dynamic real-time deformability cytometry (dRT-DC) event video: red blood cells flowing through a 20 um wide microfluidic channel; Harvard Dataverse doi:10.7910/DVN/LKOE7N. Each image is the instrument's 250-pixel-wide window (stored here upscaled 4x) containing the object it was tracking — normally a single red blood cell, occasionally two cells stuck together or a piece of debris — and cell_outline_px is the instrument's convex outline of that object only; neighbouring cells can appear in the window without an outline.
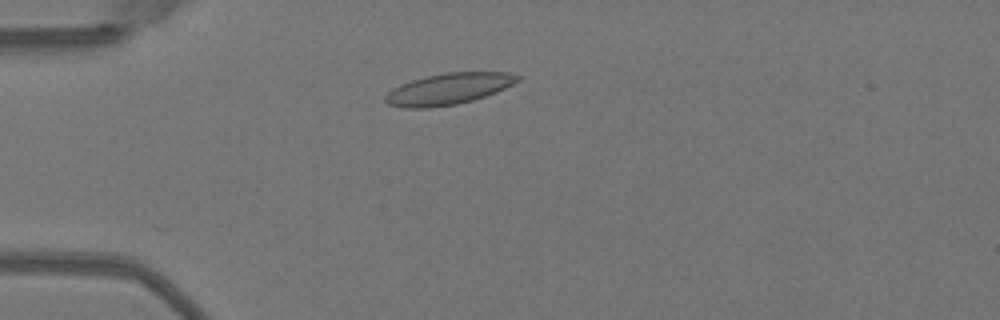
{"species": "Egyptian fruit bat (a non-hibernating species)", "species_latin": "Rousettus aegyptiacus", "temperature_condition": "warm", "stored_images_in_passage": 15, "camera_frame_rate_fps": 3000, "um_per_image_px": 0.085, "animal": {"sex": "female"}, "frame": {"image": 1, "passage_image": 4, "time_ms": 1.0, "image_size_px": [1000, 320], "cell_outline_px": [[520, 80], [496, 92], [472, 100], [456, 104], [428, 108], [404, 108], [388, 104], [384, 100], [384, 96], [392, 88], [400, 84], [412, 80], [444, 72], [508, 72], [520, 76]], "centroid_in_image_um": [38.09, 7.55], "position_along_channel_um": 46.9, "area_um2": 24.04}}
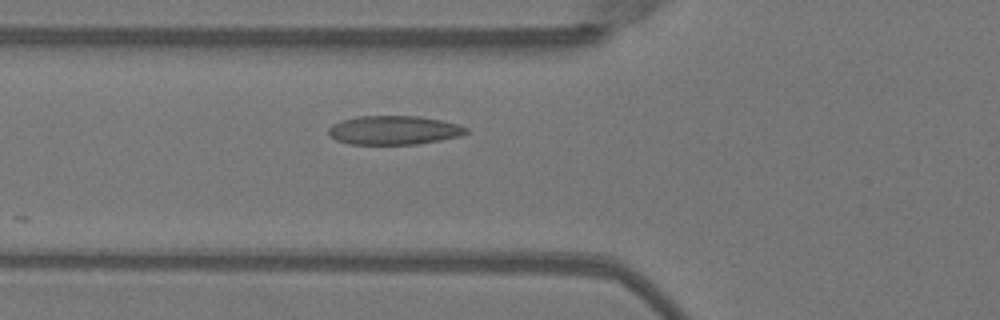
{"frame": {"image": 2, "passage_image": 9, "time_ms": 2.667, "image_size_px": [1000, 320], "cell_outline_px": [[468, 132], [460, 136], [440, 140], [416, 144], [348, 144], [336, 140], [328, 132], [328, 128], [332, 124], [340, 120], [356, 116], [420, 116], [440, 120], [456, 124], [468, 128]], "centroid_in_image_um": [33.45, 11.06], "position_along_channel_um": 92.3, "area_um2": 23.18}}
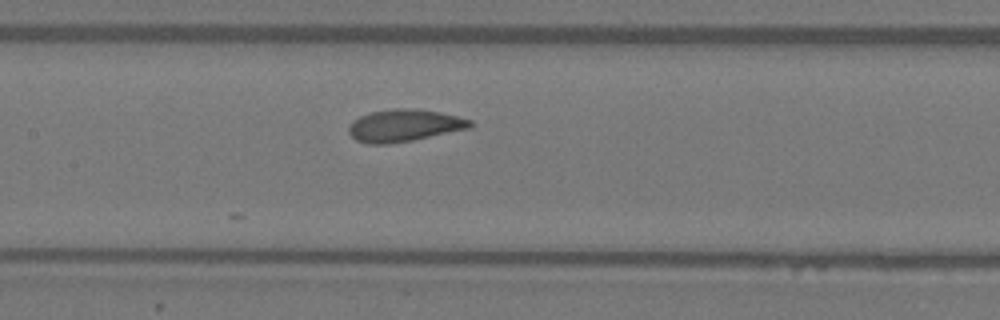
{"frame": {"image": 3, "passage_image": 15, "time_ms": 4.667, "image_size_px": [1000, 320], "cell_outline_px": [[472, 128], [412, 140], [388, 144], [368, 144], [356, 140], [348, 132], [348, 128], [352, 120], [360, 116], [372, 112], [392, 108], [412, 108], [440, 112], [472, 120]], "centroid_in_image_um": [34.35, 10.66], "position_along_channel_um": 173.0, "area_um2": 22.83}}